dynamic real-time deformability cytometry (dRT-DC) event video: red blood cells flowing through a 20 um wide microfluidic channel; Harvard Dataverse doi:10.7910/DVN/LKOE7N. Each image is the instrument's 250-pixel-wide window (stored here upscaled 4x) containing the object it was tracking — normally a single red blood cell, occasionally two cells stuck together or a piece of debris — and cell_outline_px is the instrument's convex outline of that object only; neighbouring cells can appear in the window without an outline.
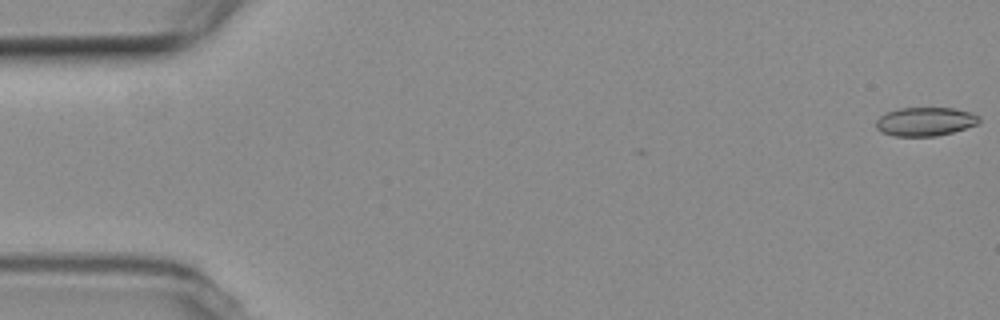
{"species": "common noctule bat (a hibernating species)", "species_latin": "Nyctalus noctula", "temperature_condition": "room temperature", "stored_images_in_passage": 8, "camera_frame_rate_fps": 3000, "um_per_image_px": 0.085, "animal": {"sex": "female", "body_mass_g": 19.3, "forearm_length_mm": 54.1}, "frame": {"image": 1, "passage_image": 1, "time_ms": 0.0, "image_size_px": [1000, 320], "cell_outline_px": [[980, 120], [976, 124], [952, 132], [936, 136], [892, 136], [880, 132], [876, 128], [876, 120], [880, 116], [888, 112], [900, 108], [952, 108], [972, 112], [980, 116]], "centroid_in_image_um": [78.62, 10.33], "position_along_channel_um": 6.4, "area_um2": 17.22}}
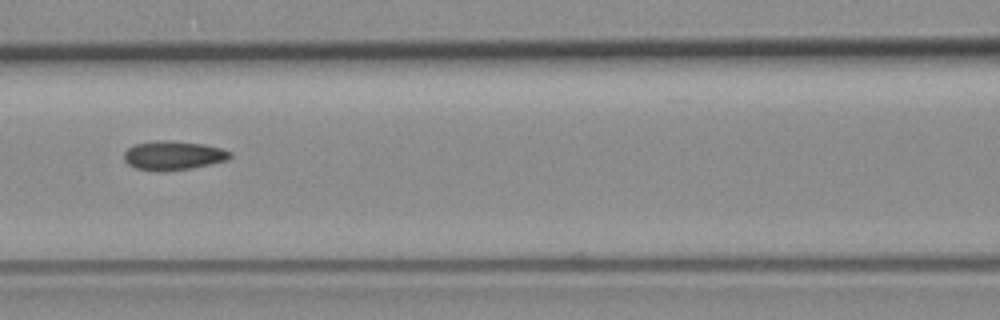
{"frame": {"image": 2, "passage_image": 7, "time_ms": 8.333, "image_size_px": [1000, 320], "cell_outline_px": [[232, 156], [228, 160], [192, 168], [164, 172], [156, 172], [136, 168], [128, 164], [124, 160], [124, 152], [128, 148], [136, 144], [156, 140], [172, 140], [204, 144], [220, 148], [232, 152]], "centroid_in_image_um": [14.73, 13.22], "position_along_channel_um": 151.9, "area_um2": 18.21}}
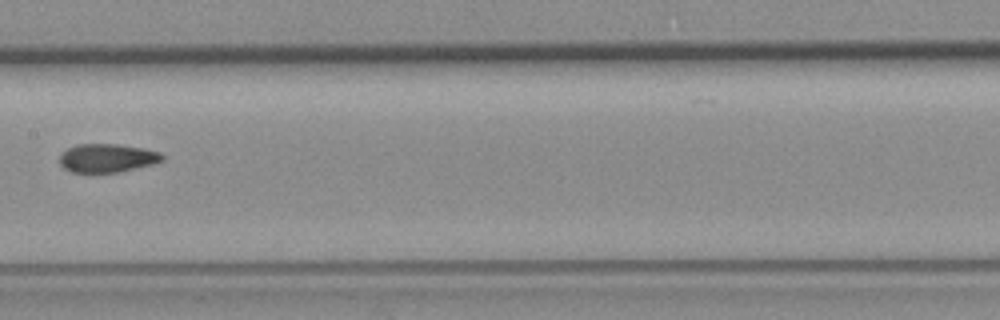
{"frame": {"image": 3, "passage_image": 8, "time_ms": 9.667, "image_size_px": [1000, 320], "cell_outline_px": [[164, 160], [152, 164], [120, 172], [72, 172], [64, 168], [60, 164], [60, 156], [68, 148], [76, 144], [116, 144], [144, 148], [160, 152], [164, 156]], "centroid_in_image_um": [9.13, 13.43], "position_along_channel_um": 198.3, "area_um2": 16.99}}